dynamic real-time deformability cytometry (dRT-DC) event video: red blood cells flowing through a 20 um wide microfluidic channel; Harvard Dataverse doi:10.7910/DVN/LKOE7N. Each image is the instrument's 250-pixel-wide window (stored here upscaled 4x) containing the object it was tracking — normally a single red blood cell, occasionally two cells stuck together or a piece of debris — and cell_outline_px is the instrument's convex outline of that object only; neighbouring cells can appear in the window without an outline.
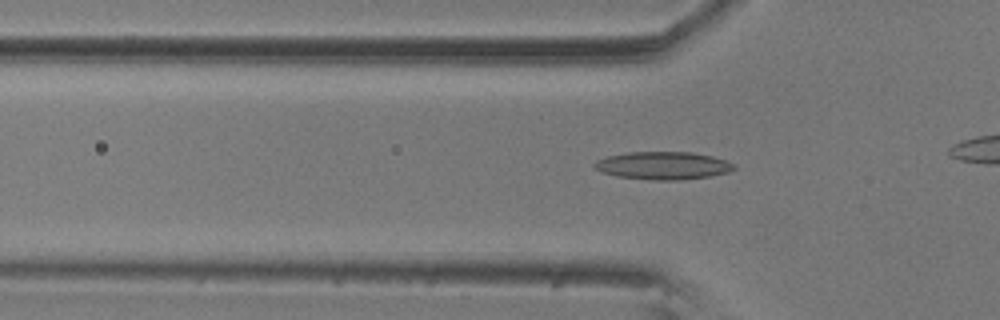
{"species": "common noctule bat (a hibernating species)", "species_latin": "Nyctalus noctula", "temperature_condition": "room temperature", "stored_images_in_passage": 46, "camera_frame_rate_fps": 3000, "um_per_image_px": 0.085, "animal": {"sex": "male", "body_mass_g": 20.5, "forearm_length_mm": 52.5}, "frame": {"image": 1, "passage_image": 18, "time_ms": 5.667, "image_size_px": [1000, 320], "cell_outline_px": [[736, 168], [728, 172], [708, 176], [680, 180], [652, 180], [616, 176], [600, 172], [592, 168], [592, 164], [596, 160], [608, 156], [628, 152], [692, 152], [712, 156], [724, 160], [732, 164]], "centroid_in_image_um": [56.28, 14.07], "position_along_channel_um": 69.5, "area_um2": 22.6}}
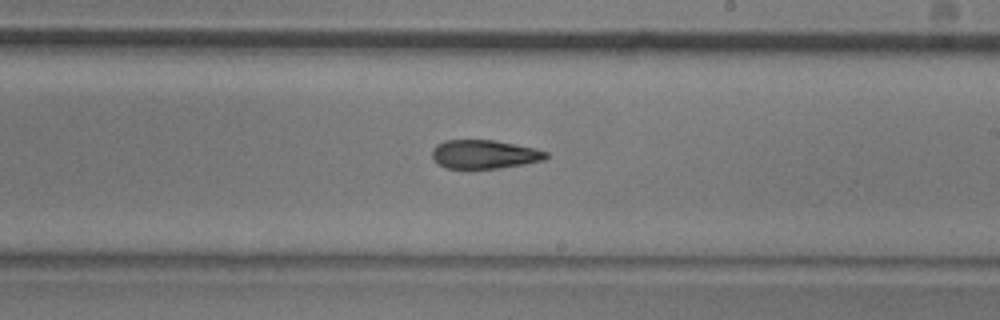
{"frame": {"image": 2, "passage_image": 33, "time_ms": 10.667, "image_size_px": [1000, 320], "cell_outline_px": [[548, 156], [544, 160], [524, 164], [500, 168], [444, 168], [432, 156], [432, 148], [436, 144], [444, 140], [492, 140], [532, 148], [548, 152]], "centroid_in_image_um": [41.14, 13.11], "position_along_channel_um": 247.9, "area_um2": 18.84}}
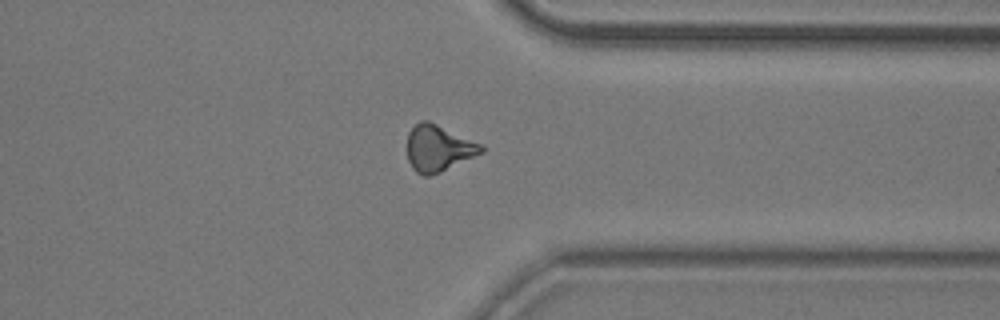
{"frame": {"image": 3, "passage_image": 44, "time_ms": 14.333, "image_size_px": [1000, 320], "cell_outline_px": [[484, 152], [440, 172], [428, 176], [424, 176], [416, 172], [412, 168], [408, 160], [408, 132], [420, 120], [428, 120], [484, 144]], "centroid_in_image_um": [37.29, 12.59], "position_along_channel_um": 374.1, "area_um2": 20.11}}